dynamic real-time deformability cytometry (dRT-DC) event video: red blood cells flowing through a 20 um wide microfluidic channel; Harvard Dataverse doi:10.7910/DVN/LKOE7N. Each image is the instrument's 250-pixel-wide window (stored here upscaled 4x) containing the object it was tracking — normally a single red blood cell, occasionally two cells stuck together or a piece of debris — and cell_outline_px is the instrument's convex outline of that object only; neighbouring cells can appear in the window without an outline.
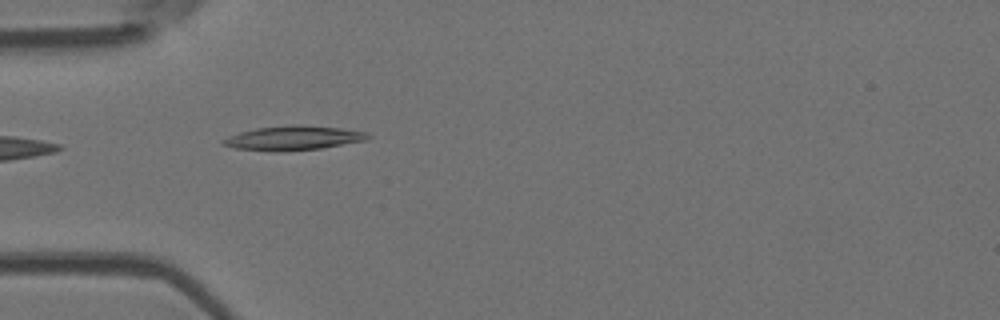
{"species": "Egyptian fruit bat (a non-hibernating species)", "species_latin": "Rousettus aegyptiacus", "temperature_condition": "room temperature", "stored_images_in_passage": 4, "camera_frame_rate_fps": 3000, "um_per_image_px": 0.085, "animal": {"sex": "female"}, "frame": {"image": 1, "passage_image": 3, "time_ms": 2.333, "image_size_px": [1000, 320], "cell_outline_px": [[372, 136], [368, 140], [320, 148], [276, 152], [272, 152], [236, 148], [220, 144], [220, 140], [228, 136], [240, 132], [256, 128], [292, 124], [300, 124], [340, 128], [368, 132]], "centroid_in_image_um": [24.92, 11.73], "position_along_channel_um": 60.1, "area_um2": 20.75}}
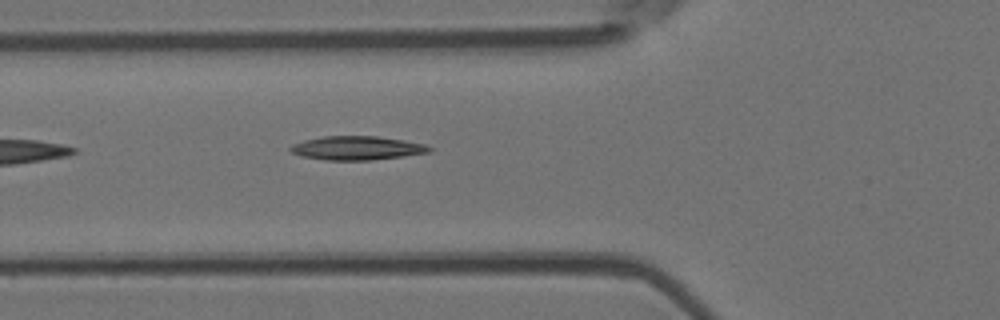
{"frame": {"image": 2, "passage_image": 4, "time_ms": 3.333, "image_size_px": [1000, 320], "cell_outline_px": [[432, 148], [428, 152], [372, 160], [324, 160], [300, 156], [292, 152], [288, 148], [292, 144], [304, 140], [324, 136], [376, 136], [404, 140], [424, 144]], "centroid_in_image_um": [30.27, 12.58], "position_along_channel_um": 95.5, "area_um2": 19.13}}